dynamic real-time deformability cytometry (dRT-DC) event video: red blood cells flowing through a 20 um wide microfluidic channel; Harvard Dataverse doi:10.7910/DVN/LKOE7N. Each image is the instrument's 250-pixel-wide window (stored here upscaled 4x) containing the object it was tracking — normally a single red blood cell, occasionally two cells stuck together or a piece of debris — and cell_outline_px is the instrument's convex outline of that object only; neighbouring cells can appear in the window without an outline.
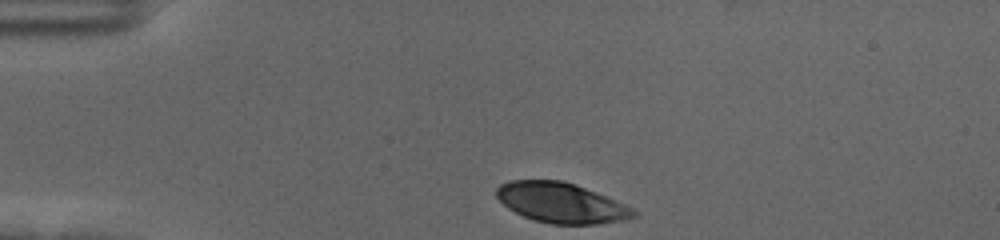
{"species": "human", "species_latin": "Homo sapiens", "temperature_condition": "cold", "stored_images_in_passage": 36, "camera_frame_rate_fps": 3000, "um_per_image_px": 0.085, "donor": {"sex": "female"}, "frame": {"image": 1, "passage_image": 1, "time_ms": 0.0, "image_size_px": [1000, 240], "cell_outline_px": [[636, 216], [624, 220], [596, 224], [552, 224], [536, 220], [524, 216], [508, 208], [496, 196], [496, 188], [500, 184], [508, 180], [560, 180], [596, 192], [624, 204], [632, 208], [636, 212]], "centroid_in_image_um": [47.68, 17.24], "position_along_channel_um": 37.3, "area_um2": 31.67}}
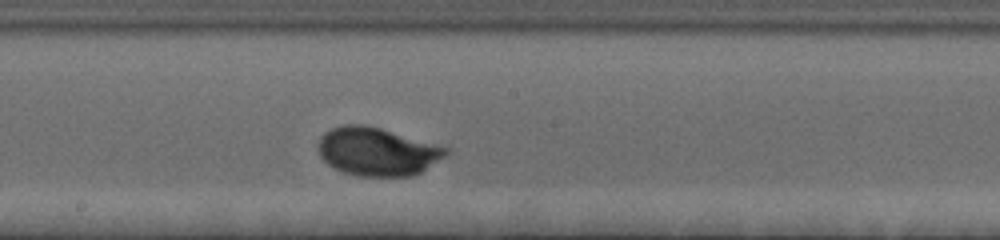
{"frame": {"image": 2, "passage_image": 20, "time_ms": 6.333, "image_size_px": [1000, 240], "cell_outline_px": [[452, 152], [420, 172], [412, 176], [356, 176], [332, 168], [320, 156], [320, 136], [324, 132], [332, 128], [344, 124], [364, 124], [380, 128], [448, 148]], "centroid_in_image_um": [32.05, 12.89], "position_along_channel_um": 216.1, "area_um2": 35.66}}
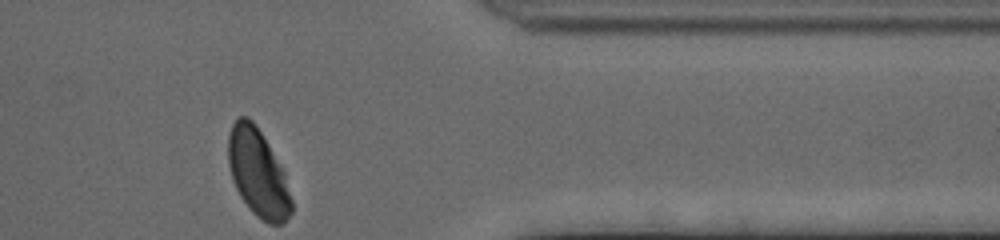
{"frame": {"image": 3, "passage_image": 36, "time_ms": 11.667, "image_size_px": [1000, 240], "cell_outline_px": [[292, 212], [284, 224], [268, 224], [256, 216], [248, 208], [240, 196], [232, 180], [228, 164], [228, 136], [232, 124], [240, 116], [248, 116], [256, 124], [268, 144], [284, 172], [292, 200]], "centroid_in_image_um": [21.92, 14.72], "position_along_channel_um": 389.5, "area_um2": 32.37}, "authors_computed_cell_mechanics": {"area_um2": 33.5818, "velocity_mm_per_s": 3.514, "shape_relaxation_time_tau1_ms": 2.7127, "shape_relaxation_time_tau2_ms": null, "deformation_change_tau1": 0.169, "deformation_change_tau2": null}}